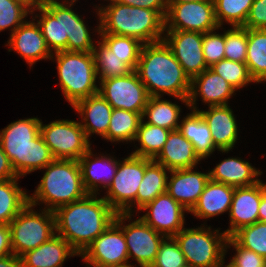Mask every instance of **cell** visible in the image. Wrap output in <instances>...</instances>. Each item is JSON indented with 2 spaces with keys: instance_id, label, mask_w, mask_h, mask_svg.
I'll return each instance as SVG.
<instances>
[{
  "instance_id": "cell-1",
  "label": "cell",
  "mask_w": 266,
  "mask_h": 267,
  "mask_svg": "<svg viewBox=\"0 0 266 267\" xmlns=\"http://www.w3.org/2000/svg\"><path fill=\"white\" fill-rule=\"evenodd\" d=\"M98 194L85 197L56 208V234L65 239L79 254L114 221L117 212Z\"/></svg>"
},
{
  "instance_id": "cell-2",
  "label": "cell",
  "mask_w": 266,
  "mask_h": 267,
  "mask_svg": "<svg viewBox=\"0 0 266 267\" xmlns=\"http://www.w3.org/2000/svg\"><path fill=\"white\" fill-rule=\"evenodd\" d=\"M135 72L150 97L166 93L188 106L191 79L164 40L143 44Z\"/></svg>"
},
{
  "instance_id": "cell-3",
  "label": "cell",
  "mask_w": 266,
  "mask_h": 267,
  "mask_svg": "<svg viewBox=\"0 0 266 267\" xmlns=\"http://www.w3.org/2000/svg\"><path fill=\"white\" fill-rule=\"evenodd\" d=\"M37 117L19 119L0 131V143L20 178L41 170L55 158L40 134Z\"/></svg>"
},
{
  "instance_id": "cell-4",
  "label": "cell",
  "mask_w": 266,
  "mask_h": 267,
  "mask_svg": "<svg viewBox=\"0 0 266 267\" xmlns=\"http://www.w3.org/2000/svg\"><path fill=\"white\" fill-rule=\"evenodd\" d=\"M96 10H99L98 34L133 37L143 44L163 40L165 19L157 11L128 6L112 0L107 6Z\"/></svg>"
},
{
  "instance_id": "cell-5",
  "label": "cell",
  "mask_w": 266,
  "mask_h": 267,
  "mask_svg": "<svg viewBox=\"0 0 266 267\" xmlns=\"http://www.w3.org/2000/svg\"><path fill=\"white\" fill-rule=\"evenodd\" d=\"M28 201L33 206L45 203L44 209L54 211L59 206L75 202L85 197L86 191L78 160L54 159Z\"/></svg>"
},
{
  "instance_id": "cell-6",
  "label": "cell",
  "mask_w": 266,
  "mask_h": 267,
  "mask_svg": "<svg viewBox=\"0 0 266 267\" xmlns=\"http://www.w3.org/2000/svg\"><path fill=\"white\" fill-rule=\"evenodd\" d=\"M53 55L57 62L62 93L70 105L98 93V77L92 52L65 50Z\"/></svg>"
},
{
  "instance_id": "cell-7",
  "label": "cell",
  "mask_w": 266,
  "mask_h": 267,
  "mask_svg": "<svg viewBox=\"0 0 266 267\" xmlns=\"http://www.w3.org/2000/svg\"><path fill=\"white\" fill-rule=\"evenodd\" d=\"M211 227L183 228L175 236L186 263L193 267H221L227 235Z\"/></svg>"
},
{
  "instance_id": "cell-8",
  "label": "cell",
  "mask_w": 266,
  "mask_h": 267,
  "mask_svg": "<svg viewBox=\"0 0 266 267\" xmlns=\"http://www.w3.org/2000/svg\"><path fill=\"white\" fill-rule=\"evenodd\" d=\"M32 207L34 206L28 203L9 223L12 252L19 258L56 234L53 211L43 209L38 213Z\"/></svg>"
},
{
  "instance_id": "cell-9",
  "label": "cell",
  "mask_w": 266,
  "mask_h": 267,
  "mask_svg": "<svg viewBox=\"0 0 266 267\" xmlns=\"http://www.w3.org/2000/svg\"><path fill=\"white\" fill-rule=\"evenodd\" d=\"M144 173L145 157L130 154L123 162L118 160L116 174L103 197L117 213H132Z\"/></svg>"
},
{
  "instance_id": "cell-10",
  "label": "cell",
  "mask_w": 266,
  "mask_h": 267,
  "mask_svg": "<svg viewBox=\"0 0 266 267\" xmlns=\"http://www.w3.org/2000/svg\"><path fill=\"white\" fill-rule=\"evenodd\" d=\"M40 134L55 159L79 160L90 147L80 122L56 120L49 124L40 123Z\"/></svg>"
},
{
  "instance_id": "cell-11",
  "label": "cell",
  "mask_w": 266,
  "mask_h": 267,
  "mask_svg": "<svg viewBox=\"0 0 266 267\" xmlns=\"http://www.w3.org/2000/svg\"><path fill=\"white\" fill-rule=\"evenodd\" d=\"M133 214L117 213L114 221L122 228L128 250L129 260H136L140 267H151L159 247L165 236L155 231L140 217L130 222L128 225L123 224L125 220L132 219Z\"/></svg>"
},
{
  "instance_id": "cell-12",
  "label": "cell",
  "mask_w": 266,
  "mask_h": 267,
  "mask_svg": "<svg viewBox=\"0 0 266 267\" xmlns=\"http://www.w3.org/2000/svg\"><path fill=\"white\" fill-rule=\"evenodd\" d=\"M221 29L214 1L168 3L164 31H192L206 33Z\"/></svg>"
},
{
  "instance_id": "cell-13",
  "label": "cell",
  "mask_w": 266,
  "mask_h": 267,
  "mask_svg": "<svg viewBox=\"0 0 266 267\" xmlns=\"http://www.w3.org/2000/svg\"><path fill=\"white\" fill-rule=\"evenodd\" d=\"M87 267L130 265L122 228L113 221L80 255Z\"/></svg>"
},
{
  "instance_id": "cell-14",
  "label": "cell",
  "mask_w": 266,
  "mask_h": 267,
  "mask_svg": "<svg viewBox=\"0 0 266 267\" xmlns=\"http://www.w3.org/2000/svg\"><path fill=\"white\" fill-rule=\"evenodd\" d=\"M99 83V94L113 109L143 114L150 96L135 70L125 76L101 80Z\"/></svg>"
},
{
  "instance_id": "cell-15",
  "label": "cell",
  "mask_w": 266,
  "mask_h": 267,
  "mask_svg": "<svg viewBox=\"0 0 266 267\" xmlns=\"http://www.w3.org/2000/svg\"><path fill=\"white\" fill-rule=\"evenodd\" d=\"M163 40L190 79L209 68L203 54V33L165 31Z\"/></svg>"
},
{
  "instance_id": "cell-16",
  "label": "cell",
  "mask_w": 266,
  "mask_h": 267,
  "mask_svg": "<svg viewBox=\"0 0 266 267\" xmlns=\"http://www.w3.org/2000/svg\"><path fill=\"white\" fill-rule=\"evenodd\" d=\"M141 210H146L147 213L140 218L165 237H174L184 228V212L187 210L167 192L157 196Z\"/></svg>"
},
{
  "instance_id": "cell-17",
  "label": "cell",
  "mask_w": 266,
  "mask_h": 267,
  "mask_svg": "<svg viewBox=\"0 0 266 267\" xmlns=\"http://www.w3.org/2000/svg\"><path fill=\"white\" fill-rule=\"evenodd\" d=\"M237 91L222 76L207 68L201 74L191 79V88L188 97V107L197 111L196 101L198 95L208 106L228 105V100Z\"/></svg>"
},
{
  "instance_id": "cell-18",
  "label": "cell",
  "mask_w": 266,
  "mask_h": 267,
  "mask_svg": "<svg viewBox=\"0 0 266 267\" xmlns=\"http://www.w3.org/2000/svg\"><path fill=\"white\" fill-rule=\"evenodd\" d=\"M263 182L248 187H235L229 211L230 227L224 232L231 237L237 230L259 221L258 210Z\"/></svg>"
},
{
  "instance_id": "cell-19",
  "label": "cell",
  "mask_w": 266,
  "mask_h": 267,
  "mask_svg": "<svg viewBox=\"0 0 266 267\" xmlns=\"http://www.w3.org/2000/svg\"><path fill=\"white\" fill-rule=\"evenodd\" d=\"M193 170L194 167L171 170V177L168 176L167 179V193L182 205L187 213H190L196 205L210 179L209 171L208 173H202Z\"/></svg>"
},
{
  "instance_id": "cell-20",
  "label": "cell",
  "mask_w": 266,
  "mask_h": 267,
  "mask_svg": "<svg viewBox=\"0 0 266 267\" xmlns=\"http://www.w3.org/2000/svg\"><path fill=\"white\" fill-rule=\"evenodd\" d=\"M8 44V45H7ZM6 46H10L8 52L16 51L31 67L40 59L54 60L53 53L46 45L39 25L32 21H25L11 35Z\"/></svg>"
},
{
  "instance_id": "cell-21",
  "label": "cell",
  "mask_w": 266,
  "mask_h": 267,
  "mask_svg": "<svg viewBox=\"0 0 266 267\" xmlns=\"http://www.w3.org/2000/svg\"><path fill=\"white\" fill-rule=\"evenodd\" d=\"M208 108L207 111L199 109L197 111L207 123L215 147L222 153H228L233 149L239 132L235 115L228 105Z\"/></svg>"
},
{
  "instance_id": "cell-22",
  "label": "cell",
  "mask_w": 266,
  "mask_h": 267,
  "mask_svg": "<svg viewBox=\"0 0 266 267\" xmlns=\"http://www.w3.org/2000/svg\"><path fill=\"white\" fill-rule=\"evenodd\" d=\"M72 107L82 117L80 125L88 139L93 133L107 140V130L113 108L99 92L77 101Z\"/></svg>"
},
{
  "instance_id": "cell-23",
  "label": "cell",
  "mask_w": 266,
  "mask_h": 267,
  "mask_svg": "<svg viewBox=\"0 0 266 267\" xmlns=\"http://www.w3.org/2000/svg\"><path fill=\"white\" fill-rule=\"evenodd\" d=\"M91 148L78 160L81 176L86 191L90 194H97L99 188L107 189L116 174L118 161L114 158L102 156L95 157Z\"/></svg>"
},
{
  "instance_id": "cell-24",
  "label": "cell",
  "mask_w": 266,
  "mask_h": 267,
  "mask_svg": "<svg viewBox=\"0 0 266 267\" xmlns=\"http://www.w3.org/2000/svg\"><path fill=\"white\" fill-rule=\"evenodd\" d=\"M35 10L41 14H37L33 19L39 17L37 24L51 53L64 51L63 2L45 0L41 5L32 9L30 15H33Z\"/></svg>"
},
{
  "instance_id": "cell-25",
  "label": "cell",
  "mask_w": 266,
  "mask_h": 267,
  "mask_svg": "<svg viewBox=\"0 0 266 267\" xmlns=\"http://www.w3.org/2000/svg\"><path fill=\"white\" fill-rule=\"evenodd\" d=\"M79 256L70 244L55 234L39 247L20 257L22 267H62L67 258Z\"/></svg>"
},
{
  "instance_id": "cell-26",
  "label": "cell",
  "mask_w": 266,
  "mask_h": 267,
  "mask_svg": "<svg viewBox=\"0 0 266 267\" xmlns=\"http://www.w3.org/2000/svg\"><path fill=\"white\" fill-rule=\"evenodd\" d=\"M153 160L169 171L196 167L201 161L193 144L179 130L170 132L162 150Z\"/></svg>"
},
{
  "instance_id": "cell-27",
  "label": "cell",
  "mask_w": 266,
  "mask_h": 267,
  "mask_svg": "<svg viewBox=\"0 0 266 267\" xmlns=\"http://www.w3.org/2000/svg\"><path fill=\"white\" fill-rule=\"evenodd\" d=\"M262 171L257 170L248 161L229 157L209 171L210 180L233 187H248L260 182L257 179ZM256 178V179H255Z\"/></svg>"
},
{
  "instance_id": "cell-28",
  "label": "cell",
  "mask_w": 266,
  "mask_h": 267,
  "mask_svg": "<svg viewBox=\"0 0 266 267\" xmlns=\"http://www.w3.org/2000/svg\"><path fill=\"white\" fill-rule=\"evenodd\" d=\"M235 187L209 179L198 202L190 211L202 219L211 218L230 211Z\"/></svg>"
},
{
  "instance_id": "cell-29",
  "label": "cell",
  "mask_w": 266,
  "mask_h": 267,
  "mask_svg": "<svg viewBox=\"0 0 266 267\" xmlns=\"http://www.w3.org/2000/svg\"><path fill=\"white\" fill-rule=\"evenodd\" d=\"M76 1H63L64 51L92 52L95 44L87 25L71 8Z\"/></svg>"
},
{
  "instance_id": "cell-30",
  "label": "cell",
  "mask_w": 266,
  "mask_h": 267,
  "mask_svg": "<svg viewBox=\"0 0 266 267\" xmlns=\"http://www.w3.org/2000/svg\"><path fill=\"white\" fill-rule=\"evenodd\" d=\"M179 132L193 144L199 158H208L217 148L213 144L211 131L198 111H193L180 121Z\"/></svg>"
},
{
  "instance_id": "cell-31",
  "label": "cell",
  "mask_w": 266,
  "mask_h": 267,
  "mask_svg": "<svg viewBox=\"0 0 266 267\" xmlns=\"http://www.w3.org/2000/svg\"><path fill=\"white\" fill-rule=\"evenodd\" d=\"M167 172L170 171L163 165L153 159L145 158V173L136 195L137 210L167 192Z\"/></svg>"
},
{
  "instance_id": "cell-32",
  "label": "cell",
  "mask_w": 266,
  "mask_h": 267,
  "mask_svg": "<svg viewBox=\"0 0 266 267\" xmlns=\"http://www.w3.org/2000/svg\"><path fill=\"white\" fill-rule=\"evenodd\" d=\"M161 98V96L149 97L142 114V119L145 120L147 116L148 121L145 122L147 124L159 126L171 131L178 130L180 125V106Z\"/></svg>"
},
{
  "instance_id": "cell-33",
  "label": "cell",
  "mask_w": 266,
  "mask_h": 267,
  "mask_svg": "<svg viewBox=\"0 0 266 267\" xmlns=\"http://www.w3.org/2000/svg\"><path fill=\"white\" fill-rule=\"evenodd\" d=\"M246 65L256 83L266 81V30L247 29Z\"/></svg>"
},
{
  "instance_id": "cell-34",
  "label": "cell",
  "mask_w": 266,
  "mask_h": 267,
  "mask_svg": "<svg viewBox=\"0 0 266 267\" xmlns=\"http://www.w3.org/2000/svg\"><path fill=\"white\" fill-rule=\"evenodd\" d=\"M18 179L0 180V224L9 225L29 203L27 191L19 187Z\"/></svg>"
},
{
  "instance_id": "cell-35",
  "label": "cell",
  "mask_w": 266,
  "mask_h": 267,
  "mask_svg": "<svg viewBox=\"0 0 266 267\" xmlns=\"http://www.w3.org/2000/svg\"><path fill=\"white\" fill-rule=\"evenodd\" d=\"M141 120L140 113L113 109L107 130V140L111 142L134 141Z\"/></svg>"
},
{
  "instance_id": "cell-36",
  "label": "cell",
  "mask_w": 266,
  "mask_h": 267,
  "mask_svg": "<svg viewBox=\"0 0 266 267\" xmlns=\"http://www.w3.org/2000/svg\"><path fill=\"white\" fill-rule=\"evenodd\" d=\"M142 119L134 141H138L140 148L131 154L139 157L154 159L165 145L171 130L147 124Z\"/></svg>"
},
{
  "instance_id": "cell-37",
  "label": "cell",
  "mask_w": 266,
  "mask_h": 267,
  "mask_svg": "<svg viewBox=\"0 0 266 267\" xmlns=\"http://www.w3.org/2000/svg\"><path fill=\"white\" fill-rule=\"evenodd\" d=\"M97 43L99 49L95 45L92 54L99 81L125 76L133 71L121 58L114 55L102 41H97Z\"/></svg>"
},
{
  "instance_id": "cell-38",
  "label": "cell",
  "mask_w": 266,
  "mask_h": 267,
  "mask_svg": "<svg viewBox=\"0 0 266 267\" xmlns=\"http://www.w3.org/2000/svg\"><path fill=\"white\" fill-rule=\"evenodd\" d=\"M99 35L101 36V41L114 55L121 58L132 70L136 69L143 43L133 37L113 34Z\"/></svg>"
},
{
  "instance_id": "cell-39",
  "label": "cell",
  "mask_w": 266,
  "mask_h": 267,
  "mask_svg": "<svg viewBox=\"0 0 266 267\" xmlns=\"http://www.w3.org/2000/svg\"><path fill=\"white\" fill-rule=\"evenodd\" d=\"M254 0H214L215 16L220 27L224 21L236 26H244Z\"/></svg>"
},
{
  "instance_id": "cell-40",
  "label": "cell",
  "mask_w": 266,
  "mask_h": 267,
  "mask_svg": "<svg viewBox=\"0 0 266 267\" xmlns=\"http://www.w3.org/2000/svg\"><path fill=\"white\" fill-rule=\"evenodd\" d=\"M231 238L241 247L266 258V222L258 221L237 230Z\"/></svg>"
},
{
  "instance_id": "cell-41",
  "label": "cell",
  "mask_w": 266,
  "mask_h": 267,
  "mask_svg": "<svg viewBox=\"0 0 266 267\" xmlns=\"http://www.w3.org/2000/svg\"><path fill=\"white\" fill-rule=\"evenodd\" d=\"M212 71L222 76L236 90L254 82L246 63L223 59L209 67Z\"/></svg>"
},
{
  "instance_id": "cell-42",
  "label": "cell",
  "mask_w": 266,
  "mask_h": 267,
  "mask_svg": "<svg viewBox=\"0 0 266 267\" xmlns=\"http://www.w3.org/2000/svg\"><path fill=\"white\" fill-rule=\"evenodd\" d=\"M31 8L20 0H0V32L11 28V34L31 14Z\"/></svg>"
},
{
  "instance_id": "cell-43",
  "label": "cell",
  "mask_w": 266,
  "mask_h": 267,
  "mask_svg": "<svg viewBox=\"0 0 266 267\" xmlns=\"http://www.w3.org/2000/svg\"><path fill=\"white\" fill-rule=\"evenodd\" d=\"M247 42V28L236 26L225 31V59L245 63Z\"/></svg>"
},
{
  "instance_id": "cell-44",
  "label": "cell",
  "mask_w": 266,
  "mask_h": 267,
  "mask_svg": "<svg viewBox=\"0 0 266 267\" xmlns=\"http://www.w3.org/2000/svg\"><path fill=\"white\" fill-rule=\"evenodd\" d=\"M186 264L185 256L175 238L166 237L163 239L151 267H184Z\"/></svg>"
},
{
  "instance_id": "cell-45",
  "label": "cell",
  "mask_w": 266,
  "mask_h": 267,
  "mask_svg": "<svg viewBox=\"0 0 266 267\" xmlns=\"http://www.w3.org/2000/svg\"><path fill=\"white\" fill-rule=\"evenodd\" d=\"M225 32L217 34L214 30L203 34V54L208 67L225 59Z\"/></svg>"
},
{
  "instance_id": "cell-46",
  "label": "cell",
  "mask_w": 266,
  "mask_h": 267,
  "mask_svg": "<svg viewBox=\"0 0 266 267\" xmlns=\"http://www.w3.org/2000/svg\"><path fill=\"white\" fill-rule=\"evenodd\" d=\"M233 246L235 255L230 260V265L233 267H266V258L258 255L252 250L239 246L231 237H227L225 244V252L227 248Z\"/></svg>"
},
{
  "instance_id": "cell-47",
  "label": "cell",
  "mask_w": 266,
  "mask_h": 267,
  "mask_svg": "<svg viewBox=\"0 0 266 267\" xmlns=\"http://www.w3.org/2000/svg\"><path fill=\"white\" fill-rule=\"evenodd\" d=\"M243 27L266 30V0H254Z\"/></svg>"
},
{
  "instance_id": "cell-48",
  "label": "cell",
  "mask_w": 266,
  "mask_h": 267,
  "mask_svg": "<svg viewBox=\"0 0 266 267\" xmlns=\"http://www.w3.org/2000/svg\"><path fill=\"white\" fill-rule=\"evenodd\" d=\"M128 6L157 11L164 19L168 10V0H112Z\"/></svg>"
},
{
  "instance_id": "cell-49",
  "label": "cell",
  "mask_w": 266,
  "mask_h": 267,
  "mask_svg": "<svg viewBox=\"0 0 266 267\" xmlns=\"http://www.w3.org/2000/svg\"><path fill=\"white\" fill-rule=\"evenodd\" d=\"M11 254H13V252L10 227L6 224H0V259Z\"/></svg>"
},
{
  "instance_id": "cell-50",
  "label": "cell",
  "mask_w": 266,
  "mask_h": 267,
  "mask_svg": "<svg viewBox=\"0 0 266 267\" xmlns=\"http://www.w3.org/2000/svg\"><path fill=\"white\" fill-rule=\"evenodd\" d=\"M19 178L12 168L11 162L4 153L0 143V180Z\"/></svg>"
},
{
  "instance_id": "cell-51",
  "label": "cell",
  "mask_w": 266,
  "mask_h": 267,
  "mask_svg": "<svg viewBox=\"0 0 266 267\" xmlns=\"http://www.w3.org/2000/svg\"><path fill=\"white\" fill-rule=\"evenodd\" d=\"M0 267H22V263L19 257L11 254L0 259Z\"/></svg>"
},
{
  "instance_id": "cell-52",
  "label": "cell",
  "mask_w": 266,
  "mask_h": 267,
  "mask_svg": "<svg viewBox=\"0 0 266 267\" xmlns=\"http://www.w3.org/2000/svg\"><path fill=\"white\" fill-rule=\"evenodd\" d=\"M258 217L259 221L266 222V183H263V194L261 196Z\"/></svg>"
},
{
  "instance_id": "cell-53",
  "label": "cell",
  "mask_w": 266,
  "mask_h": 267,
  "mask_svg": "<svg viewBox=\"0 0 266 267\" xmlns=\"http://www.w3.org/2000/svg\"><path fill=\"white\" fill-rule=\"evenodd\" d=\"M28 5L31 9L41 5L45 0H20Z\"/></svg>"
},
{
  "instance_id": "cell-54",
  "label": "cell",
  "mask_w": 266,
  "mask_h": 267,
  "mask_svg": "<svg viewBox=\"0 0 266 267\" xmlns=\"http://www.w3.org/2000/svg\"><path fill=\"white\" fill-rule=\"evenodd\" d=\"M199 1H214V0H168V3H187V2H199Z\"/></svg>"
},
{
  "instance_id": "cell-55",
  "label": "cell",
  "mask_w": 266,
  "mask_h": 267,
  "mask_svg": "<svg viewBox=\"0 0 266 267\" xmlns=\"http://www.w3.org/2000/svg\"><path fill=\"white\" fill-rule=\"evenodd\" d=\"M224 264V265H223ZM221 267H233V266H231L229 263L227 264V265H225V263H224V261H223V263H222V266Z\"/></svg>"
},
{
  "instance_id": "cell-56",
  "label": "cell",
  "mask_w": 266,
  "mask_h": 267,
  "mask_svg": "<svg viewBox=\"0 0 266 267\" xmlns=\"http://www.w3.org/2000/svg\"><path fill=\"white\" fill-rule=\"evenodd\" d=\"M121 267H134V265H126V266H121Z\"/></svg>"
},
{
  "instance_id": "cell-57",
  "label": "cell",
  "mask_w": 266,
  "mask_h": 267,
  "mask_svg": "<svg viewBox=\"0 0 266 267\" xmlns=\"http://www.w3.org/2000/svg\"><path fill=\"white\" fill-rule=\"evenodd\" d=\"M184 267H193V266L186 264Z\"/></svg>"
}]
</instances>
